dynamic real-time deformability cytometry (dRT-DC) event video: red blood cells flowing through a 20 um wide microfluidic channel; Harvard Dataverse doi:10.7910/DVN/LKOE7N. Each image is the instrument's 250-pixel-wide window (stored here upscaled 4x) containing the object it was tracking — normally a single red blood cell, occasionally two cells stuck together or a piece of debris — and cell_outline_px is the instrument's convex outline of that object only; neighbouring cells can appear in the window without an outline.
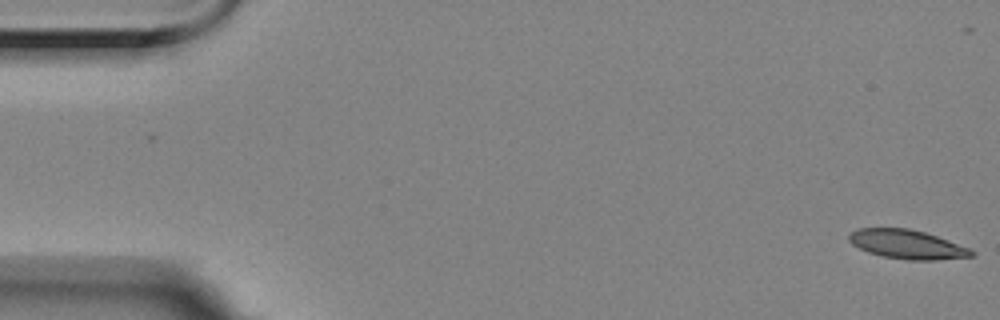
{"species": "Egyptian fruit bat (a non-hibernating species)", "species_latin": "Rousettus aegyptiacus", "temperature_condition": "room temperature", "stored_images_in_passage": 57, "camera_frame_rate_fps": 3000, "um_per_image_px": 0.085, "animal": {"sex": "female"}, "frame": {"image": 1, "passage_image": 1, "time_ms": 0.0, "image_size_px": [1000, 320], "cell_outline_px": [[976, 252], [972, 256], [936, 260], [908, 260], [884, 256], [868, 252], [852, 244], [848, 240], [848, 236], [852, 232], [860, 228], [908, 228], [924, 232], [936, 236], [968, 248]], "centroid_in_image_um": [77.08, 20.77], "position_along_channel_um": 7.9, "area_um2": 20.4}}
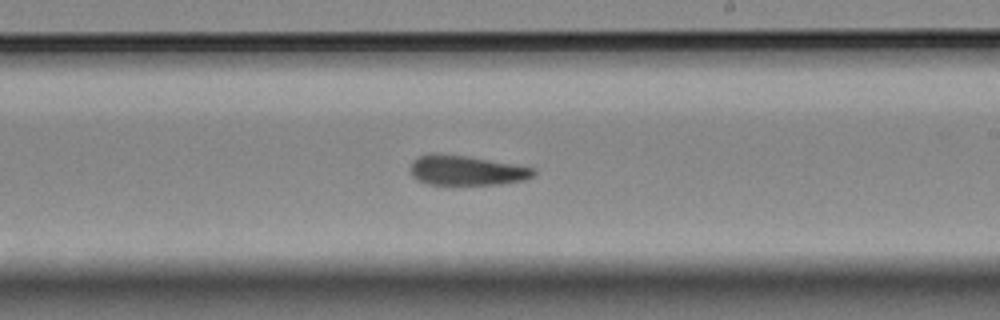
{"frame": {"image": 2, "passage_image": 33, "time_ms": 10.667, "image_size_px": [1000, 320], "cell_outline_px": [[536, 172], [532, 176], [524, 180], [500, 184], [428, 184], [412, 176], [412, 160], [420, 156], [464, 156], [536, 168]], "centroid_in_image_um": [39.72, 14.52], "position_along_channel_um": 249.3, "area_um2": 20.4}}
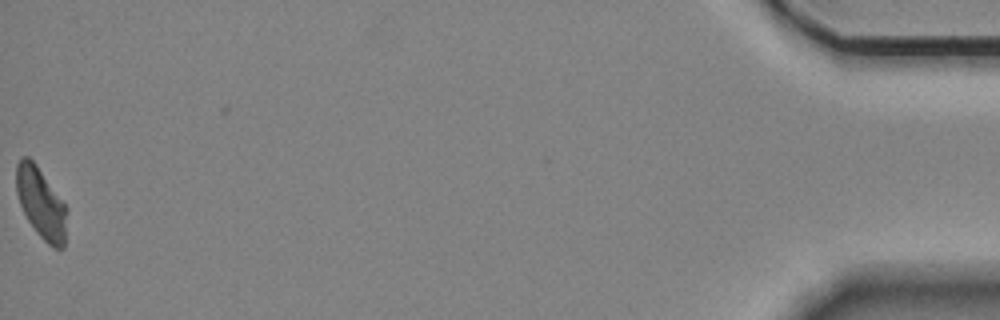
{"frame": {"image": 3, "passage_image": 57, "time_ms": 18.667, "image_size_px": [1000, 320], "cell_outline_px": [[68, 208], [64, 248], [52, 248], [36, 232], [28, 220], [20, 204], [16, 192], [16, 164], [20, 156], [28, 156], [36, 164]], "centroid_in_image_um": [3.49, 17.26], "position_along_channel_um": 431.7, "area_um2": 20.98}, "authors_computed_cell_mechanics": {"area_um2": 21.7328, "velocity_mm_per_s": 3.499, "shape_relaxation_time_tau1_ms": 9.2048, "shape_relaxation_time_tau2_ms": 1.9269, "deformation_change_tau1": 0.2035, "deformation_change_tau2": 0.0936}}